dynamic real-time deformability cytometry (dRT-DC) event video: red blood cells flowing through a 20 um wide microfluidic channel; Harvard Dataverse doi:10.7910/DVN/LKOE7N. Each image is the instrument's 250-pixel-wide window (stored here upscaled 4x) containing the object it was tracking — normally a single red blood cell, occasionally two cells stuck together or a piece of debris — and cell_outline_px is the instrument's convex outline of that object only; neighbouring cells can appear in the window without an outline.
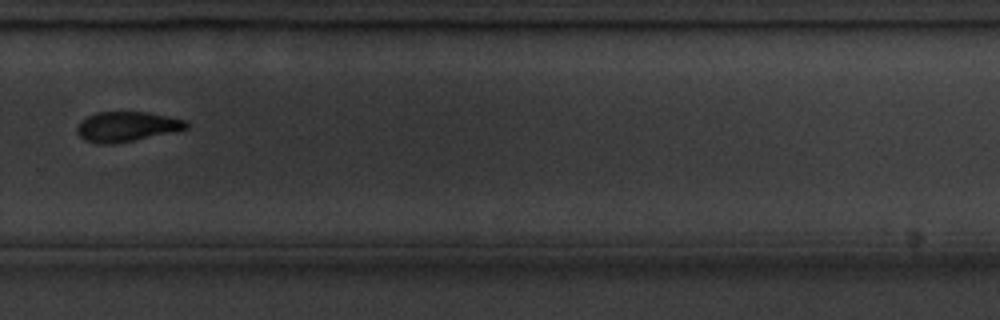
{"species": "common noctule bat (a hibernating species)", "species_latin": "Nyctalus noctula", "temperature_condition": "cold", "stored_images_in_passage": 11, "camera_frame_rate_fps": 3000, "um_per_image_px": 0.085, "animal": {"sex": "male", "body_mass_g": 20.1, "forearm_length_mm": 53.5}, "frame": {"image": 1, "passage_image": 11, "time_ms": 12.333, "image_size_px": [1000, 320], "cell_outline_px": [[188, 128], [176, 132], [112, 144], [96, 144], [84, 140], [76, 132], [76, 128], [80, 120], [96, 112], [148, 112], [188, 120]], "centroid_in_image_um": [10.78, 10.76], "position_along_channel_um": 319.0, "area_um2": 19.31}}